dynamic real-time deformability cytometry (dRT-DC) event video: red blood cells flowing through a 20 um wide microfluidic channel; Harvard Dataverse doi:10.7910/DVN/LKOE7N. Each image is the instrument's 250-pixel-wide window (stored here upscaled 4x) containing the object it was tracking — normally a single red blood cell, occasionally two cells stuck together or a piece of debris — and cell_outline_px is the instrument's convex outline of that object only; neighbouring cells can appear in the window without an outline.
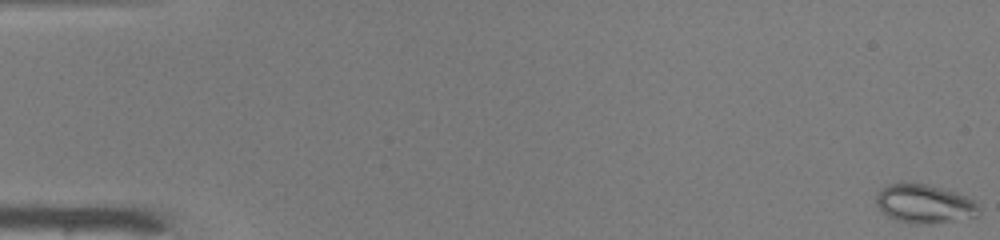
{"species": "common noctule bat (a hibernating species)", "species_latin": "Nyctalus noctula", "temperature_condition": "warm", "stored_images_in_passage": 50, "camera_frame_rate_fps": 3000, "um_per_image_px": 0.085, "animal": {"sex": "male", "body_mass_g": 19.0, "forearm_length_mm": 50.8}, "frame": {"image": 1, "passage_image": 1, "time_ms": 0.0, "image_size_px": [1000, 240], "cell_outline_px": [[980, 212], [976, 216], [952, 220], [916, 224], [900, 220], [888, 216], [876, 204], [876, 196], [888, 184], [928, 184], [956, 192], [972, 200], [980, 208]], "centroid_in_image_um": [78.59, 17.31], "position_along_channel_um": 6.4, "area_um2": 22.37}}
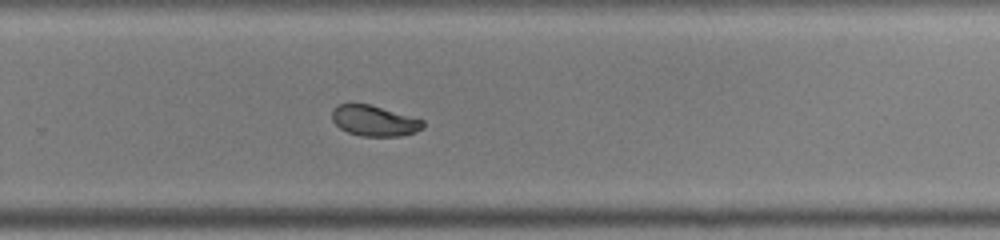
{"frame": {"image": 2, "passage_image": 34, "time_ms": 11.0, "image_size_px": [1000, 240], "cell_outline_px": [[424, 128], [400, 136], [360, 136], [348, 132], [340, 128], [332, 120], [332, 108], [340, 104], [368, 104], [424, 120]], "centroid_in_image_um": [31.79, 10.27], "position_along_channel_um": 298.0, "area_um2": 16.01}}
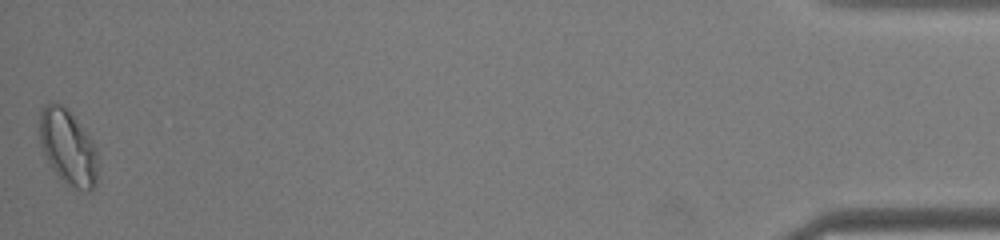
{"frame": {"image": 3, "passage_image": 50, "time_ms": 16.333, "image_size_px": [1000, 240], "cell_outline_px": [[96, 180], [92, 188], [88, 192], [76, 188], [68, 184], [52, 168], [44, 152], [40, 140], [40, 112], [44, 104], [60, 104], [72, 116], [92, 140], [96, 152]], "centroid_in_image_um": [5.77, 12.52], "position_along_channel_um": 429.4, "area_um2": 24.45}, "authors_computed_cell_mechanics": {"area_um2": 18.2648, "velocity_mm_per_s": 4.1332, "shape_relaxation_time_tau1_ms": 4.6072, "shape_relaxation_time_tau2_ms": 1.3919, "deformation_change_tau1": 0.1284, "deformation_change_tau2": 0.0395}}